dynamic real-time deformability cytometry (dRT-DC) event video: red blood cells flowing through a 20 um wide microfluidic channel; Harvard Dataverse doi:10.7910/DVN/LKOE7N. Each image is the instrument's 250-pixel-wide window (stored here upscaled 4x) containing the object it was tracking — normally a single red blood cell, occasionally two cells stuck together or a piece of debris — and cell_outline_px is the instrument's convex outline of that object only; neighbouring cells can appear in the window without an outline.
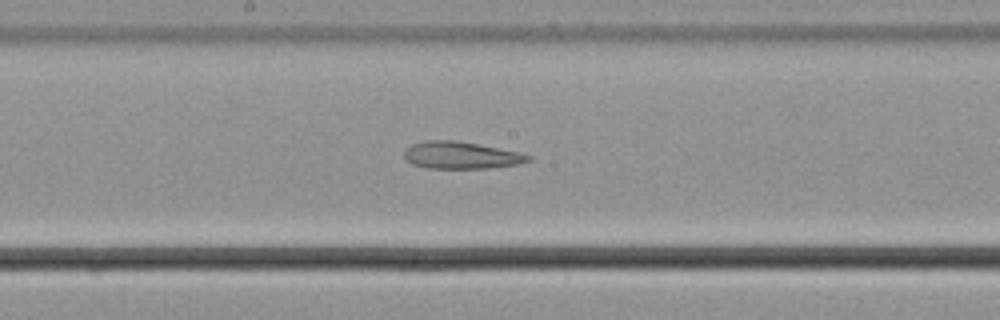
{"species": "common noctule bat (a hibernating species)", "species_latin": "Nyctalus noctula", "temperature_condition": "cold", "stored_images_in_passage": 30, "camera_frame_rate_fps": 3000, "um_per_image_px": 0.085, "animal": {"sex": "male", "body_mass_g": 21.5, "forearm_length_mm": 52.0}, "frame": {"image": 1, "passage_image": 30, "time_ms": 9.667, "image_size_px": [1000, 320], "cell_outline_px": [[532, 160], [516, 164], [492, 168], [428, 168], [412, 164], [404, 156], [404, 148], [412, 144], [424, 140], [456, 140], [520, 152], [532, 156]], "centroid_in_image_um": [39.18, 13.19], "position_along_channel_um": 209.0, "area_um2": 19.65}}